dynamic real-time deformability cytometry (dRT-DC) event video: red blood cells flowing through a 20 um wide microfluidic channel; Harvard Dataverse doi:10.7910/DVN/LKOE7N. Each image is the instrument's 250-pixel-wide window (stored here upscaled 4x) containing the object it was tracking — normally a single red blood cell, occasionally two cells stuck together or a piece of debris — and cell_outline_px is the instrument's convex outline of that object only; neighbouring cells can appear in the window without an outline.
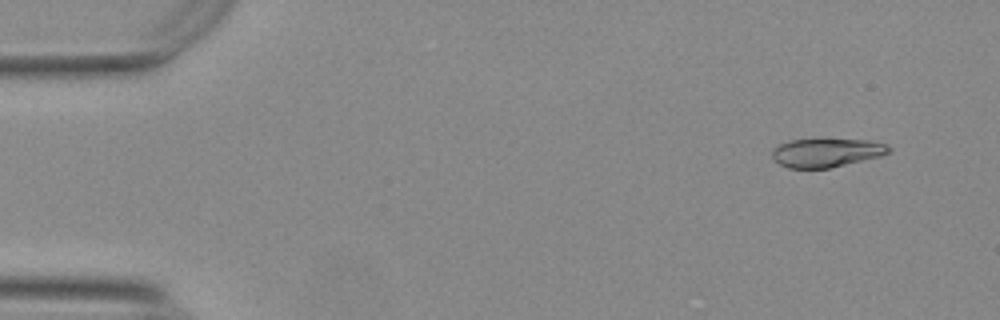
{"species": "Egyptian fruit bat (a non-hibernating species)", "species_latin": "Rousettus aegyptiacus", "temperature_condition": "warm", "stored_images_in_passage": 55, "camera_frame_rate_fps": 3000, "um_per_image_px": 0.085, "animal": {"sex": "female"}, "frame": {"image": 1, "passage_image": 4, "time_ms": 1.0, "image_size_px": [1000, 320], "cell_outline_px": [[892, 148], [888, 152], [880, 156], [828, 168], [788, 168], [780, 164], [772, 156], [772, 152], [780, 144], [792, 140], [868, 140], [884, 144]], "centroid_in_image_um": [70.25, 12.99], "position_along_channel_um": 14.8, "area_um2": 18.9}}
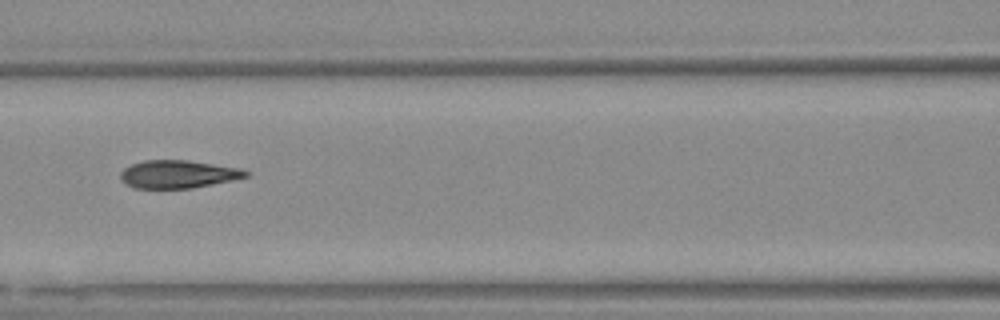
{"frame": {"image": 2, "passage_image": 24, "time_ms": 7.667, "image_size_px": [1000, 320], "cell_outline_px": [[248, 176], [232, 180], [192, 188], [136, 188], [128, 184], [120, 176], [120, 172], [124, 168], [132, 164], [144, 160], [188, 160], [240, 168], [248, 172]], "centroid_in_image_um": [15.14, 14.8], "position_along_channel_um": 151.5, "area_um2": 20.11}}
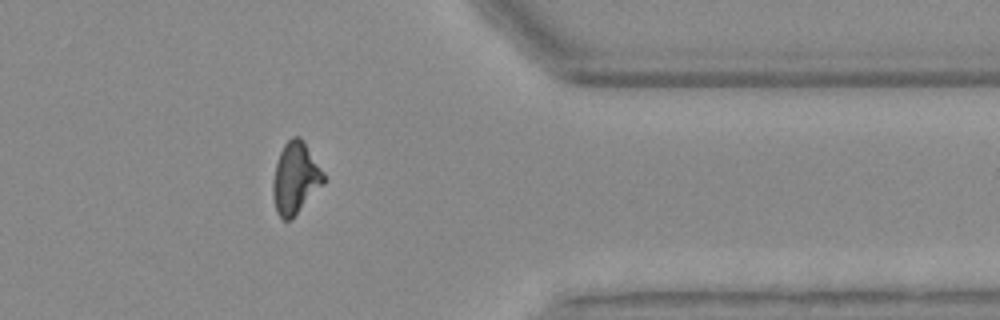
{"frame": {"image": 3, "passage_image": 44, "time_ms": 14.333, "image_size_px": [1000, 320], "cell_outline_px": [[324, 184], [288, 220], [284, 220], [276, 212], [272, 196], [272, 180], [276, 164], [280, 152], [284, 144], [292, 136], [300, 136], [324, 172]], "centroid_in_image_um": [25.09, 15.11], "position_along_channel_um": 386.3, "area_um2": 20.81}}